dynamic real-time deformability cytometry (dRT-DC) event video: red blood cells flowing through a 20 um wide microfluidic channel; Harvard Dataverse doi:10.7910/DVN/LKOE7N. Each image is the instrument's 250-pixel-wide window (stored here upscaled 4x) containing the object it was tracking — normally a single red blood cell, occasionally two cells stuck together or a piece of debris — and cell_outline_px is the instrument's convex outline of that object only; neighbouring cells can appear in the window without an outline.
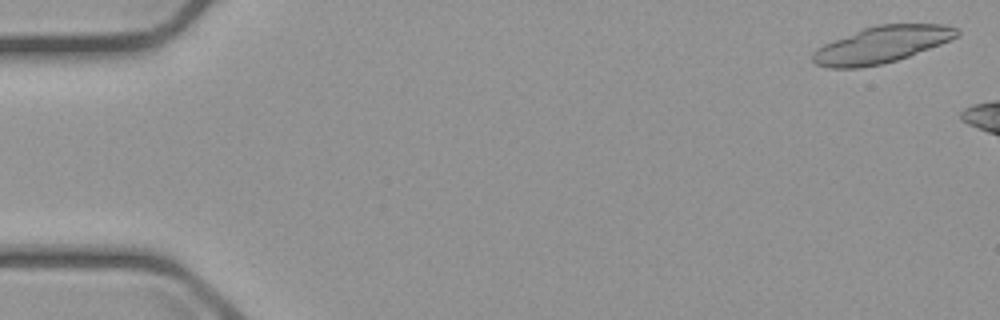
{"species": "common noctule bat (a hibernating species)", "species_latin": "Nyctalus noctula", "temperature_condition": "cold", "stored_images_in_passage": 4, "camera_frame_rate_fps": 3000, "um_per_image_px": 0.085, "animal": {"sex": "male", "body_mass_g": 23.1, "forearm_length_mm": 52.7}, "frame": {"image": 1, "passage_image": 1, "time_ms": 0.0, "image_size_px": [1000, 320], "cell_outline_px": [[960, 32], [956, 36], [940, 44], [908, 56], [896, 60], [880, 64], [860, 68], [828, 68], [816, 64], [812, 60], [812, 52], [816, 48], [824, 44], [864, 28], [876, 24], [944, 24], [956, 28]], "centroid_in_image_um": [74.9, 3.8], "position_along_channel_um": 10.1, "area_um2": 30.46}}